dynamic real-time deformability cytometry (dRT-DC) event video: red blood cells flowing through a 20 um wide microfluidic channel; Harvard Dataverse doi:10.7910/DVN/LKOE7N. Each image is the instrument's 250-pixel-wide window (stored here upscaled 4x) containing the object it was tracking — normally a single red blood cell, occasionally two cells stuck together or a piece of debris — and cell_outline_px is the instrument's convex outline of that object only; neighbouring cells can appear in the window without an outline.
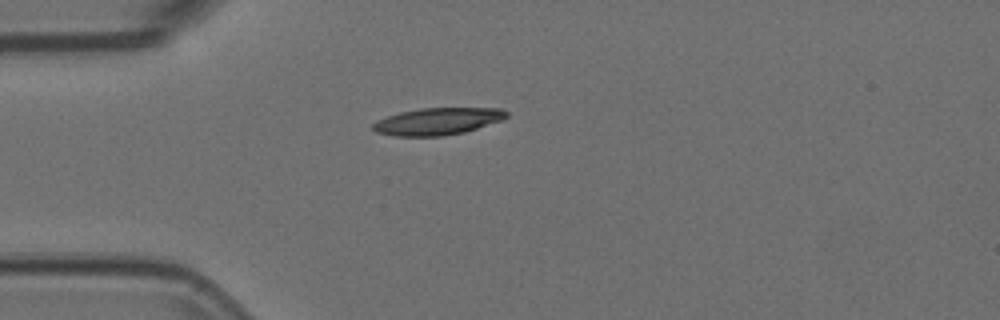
{"species": "Egyptian fruit bat (a non-hibernating species)", "species_latin": "Rousettus aegyptiacus", "temperature_condition": "room temperature", "stored_images_in_passage": 32, "camera_frame_rate_fps": 3000, "um_per_image_px": 0.085, "animal": {"sex": "female"}, "frame": {"image": 1, "passage_image": 1, "time_ms": 0.0, "image_size_px": [1000, 320], "cell_outline_px": [[508, 116], [500, 120], [464, 132], [440, 136], [396, 136], [376, 132], [372, 128], [372, 124], [376, 120], [400, 112], [420, 108], [500, 108], [508, 112]], "centroid_in_image_um": [37.16, 10.31], "position_along_channel_um": 47.8, "area_um2": 20.87}}
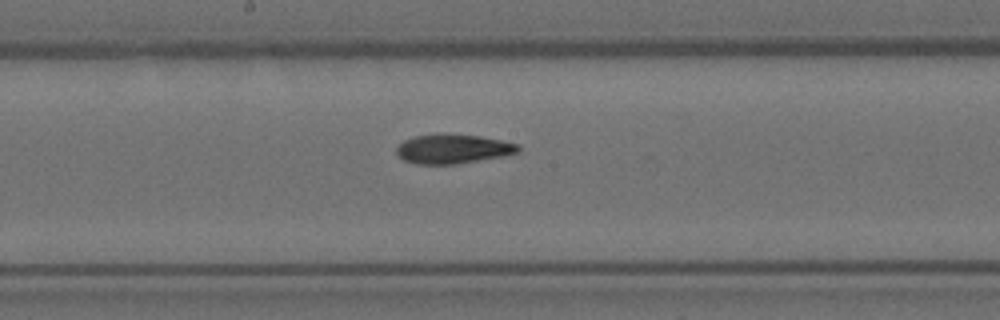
{"frame": {"image": 2, "passage_image": 15, "time_ms": 4.667, "image_size_px": [1000, 320], "cell_outline_px": [[520, 152], [504, 156], [456, 164], [416, 164], [404, 160], [396, 152], [396, 148], [404, 140], [416, 136], [436, 132], [444, 132], [480, 136], [520, 144]], "centroid_in_image_um": [38.52, 12.63], "position_along_channel_um": 209.7, "area_um2": 21.15}}
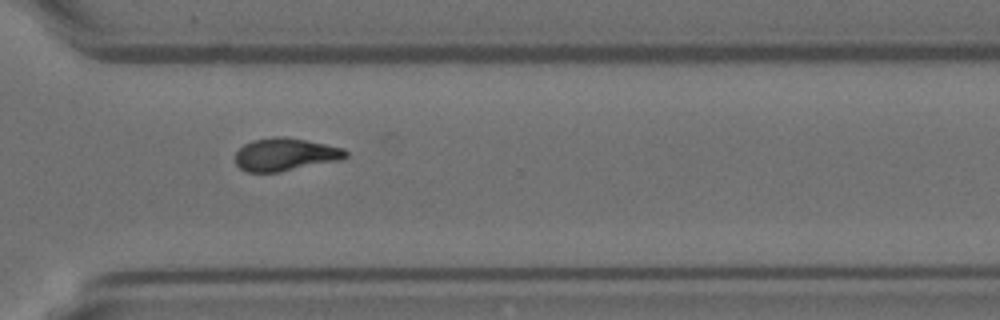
{"frame": {"image": 3, "passage_image": 26, "time_ms": 8.333, "image_size_px": [1000, 320], "cell_outline_px": [[348, 156], [336, 160], [280, 172], [248, 172], [240, 168], [236, 164], [236, 152], [244, 144], [252, 140], [272, 136], [284, 136], [344, 148], [348, 152]], "centroid_in_image_um": [24.2, 13.12], "position_along_channel_um": 346.4, "area_um2": 20.87}, "authors_computed_cell_mechanics": {"area_um2": 21.2415, "velocity_mm_per_s": 3.7454, "shape_relaxation_time_tau1_ms": 9.3065, "shape_relaxation_time_tau2_ms": 4.7944, "deformation_change_tau1": 0.2542, "deformation_change_tau2": 0.1074}}